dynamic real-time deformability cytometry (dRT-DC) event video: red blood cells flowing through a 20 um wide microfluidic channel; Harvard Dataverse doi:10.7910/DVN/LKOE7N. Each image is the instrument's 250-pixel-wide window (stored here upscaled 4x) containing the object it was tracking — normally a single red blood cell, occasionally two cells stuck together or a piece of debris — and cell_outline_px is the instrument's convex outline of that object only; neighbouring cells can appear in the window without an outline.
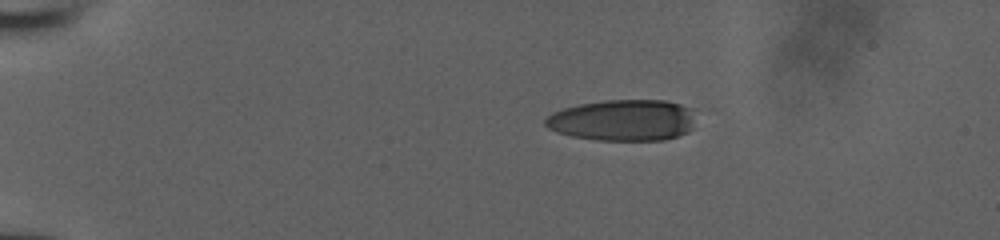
{"species": "human", "species_latin": "Homo sapiens", "temperature_condition": "room temperature", "stored_images_in_passage": 8, "camera_frame_rate_fps": 3000, "um_per_image_px": 0.085, "donor": {"sex": "male"}, "frame": {"image": 1, "passage_image": 1, "time_ms": 0.0, "image_size_px": [1000, 240], "cell_outline_px": [[692, 128], [688, 132], [664, 140], [596, 140], [572, 136], [556, 132], [548, 128], [544, 124], [544, 120], [552, 112], [564, 108], [580, 104], [604, 100], [664, 100], [680, 104], [692, 108]], "centroid_in_image_um": [52.92, 10.22], "position_along_channel_um": 32.1, "area_um2": 36.18}}
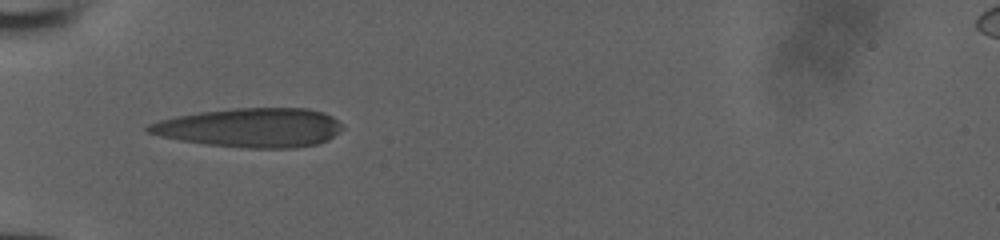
{"frame": {"image": 2, "passage_image": 6, "time_ms": 1.667, "image_size_px": [1000, 240], "cell_outline_px": [[344, 128], [340, 132], [328, 140], [316, 144], [292, 148], [248, 148], [204, 144], [180, 140], [160, 136], [148, 132], [144, 128], [148, 124], [160, 120], [176, 116], [200, 112], [236, 108], [308, 108], [324, 112], [332, 116], [344, 124]], "centroid_in_image_um": [21.34, 10.85], "position_along_channel_um": 63.7, "area_um2": 44.45}}
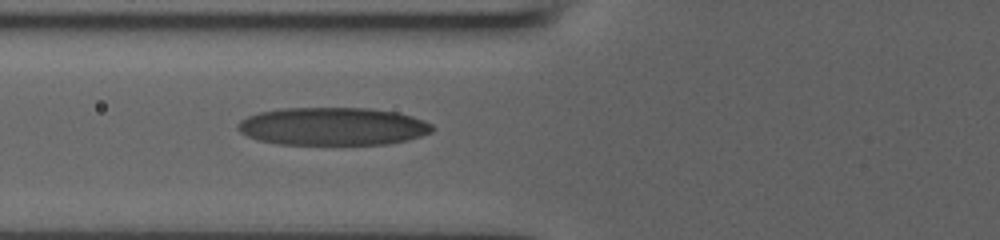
{"frame": {"image": 3, "passage_image": 8, "time_ms": 2.333, "image_size_px": [1000, 240], "cell_outline_px": [[432, 132], [408, 140], [388, 144], [280, 144], [256, 140], [240, 132], [236, 128], [236, 124], [240, 120], [248, 116], [260, 112], [280, 108], [372, 108], [396, 112], [412, 116], [424, 120], [432, 124]], "centroid_in_image_um": [28.27, 10.74], "position_along_channel_um": 97.5, "area_um2": 43.12}}